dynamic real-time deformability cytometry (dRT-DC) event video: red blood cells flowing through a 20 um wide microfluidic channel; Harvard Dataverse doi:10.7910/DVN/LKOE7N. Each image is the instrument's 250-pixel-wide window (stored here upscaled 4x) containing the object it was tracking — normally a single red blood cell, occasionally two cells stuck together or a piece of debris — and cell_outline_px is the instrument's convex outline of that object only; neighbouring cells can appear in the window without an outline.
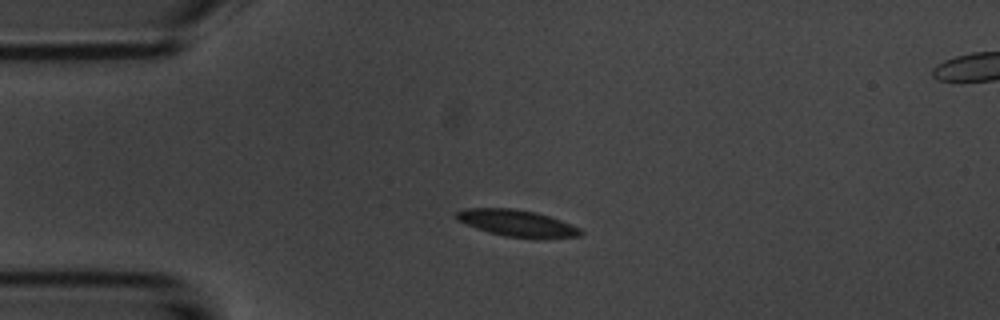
{"species": "common noctule bat (a hibernating species)", "species_latin": "Nyctalus noctula", "temperature_condition": "room temperature", "stored_images_in_passage": 7, "camera_frame_rate_fps": 3000, "um_per_image_px": 0.085, "animal": {"sex": "male", "body_mass_g": 20.1, "forearm_length_mm": 53.5}, "frame": {"image": 1, "passage_image": 2, "time_ms": 1.0, "image_size_px": [1000, 320], "cell_outline_px": [[584, 232], [580, 236], [536, 240], [532, 240], [504, 236], [488, 232], [476, 228], [456, 220], [452, 216], [456, 212], [464, 208], [516, 208], [536, 212], [560, 220], [580, 228]], "centroid_in_image_um": [43.94, 18.99], "position_along_channel_um": 41.1, "area_um2": 19.88}}
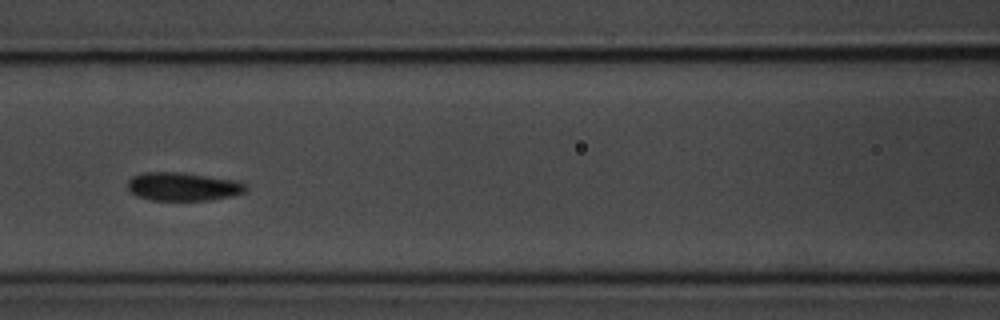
{"frame": {"image": 2, "passage_image": 5, "time_ms": 4.667, "image_size_px": [1000, 320], "cell_outline_px": [[248, 188], [244, 192], [232, 196], [208, 200], [152, 200], [136, 196], [128, 188], [128, 180], [132, 176], [144, 172], [180, 172], [236, 180], [244, 184]], "centroid_in_image_um": [15.54, 15.86], "position_along_channel_um": 151.1, "area_um2": 19.48}}
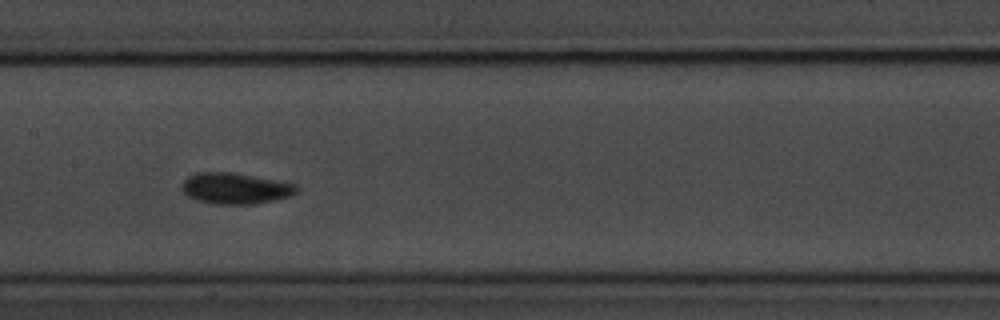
{"frame": {"image": 3, "passage_image": 6, "time_ms": 5.667, "image_size_px": [1000, 320], "cell_outline_px": [[300, 188], [292, 196], [256, 204], [212, 204], [196, 200], [188, 196], [180, 188], [180, 184], [188, 176], [196, 172], [232, 172], [296, 184]], "centroid_in_image_um": [19.98, 16.02], "position_along_channel_um": 187.4, "area_um2": 20.98}}